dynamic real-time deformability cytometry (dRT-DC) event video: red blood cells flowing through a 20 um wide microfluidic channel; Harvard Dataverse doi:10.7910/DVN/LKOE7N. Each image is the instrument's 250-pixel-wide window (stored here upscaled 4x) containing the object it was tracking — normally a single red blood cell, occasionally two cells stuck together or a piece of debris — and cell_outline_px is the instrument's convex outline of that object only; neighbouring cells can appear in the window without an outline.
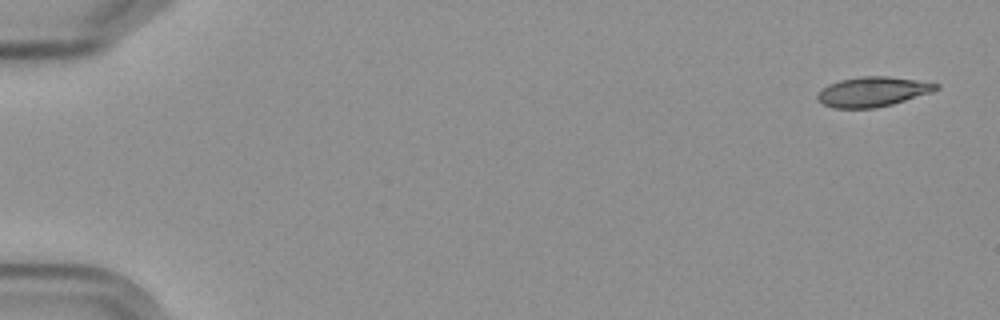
{"species": "Egyptian fruit bat (a non-hibernating species)", "species_latin": "Rousettus aegyptiacus", "temperature_condition": "cold", "stored_images_in_passage": 15, "camera_frame_rate_fps": 3000, "um_per_image_px": 0.085, "frame": {"image": 1, "passage_image": 1, "time_ms": 0.0, "image_size_px": [1000, 320], "cell_outline_px": [[940, 88], [932, 92], [892, 104], [876, 108], [832, 108], [816, 100], [816, 96], [828, 84], [840, 80], [860, 76], [888, 76], [916, 80], [940, 84]], "centroid_in_image_um": [74.18, 7.79], "position_along_channel_um": 10.8, "area_um2": 20.58}}
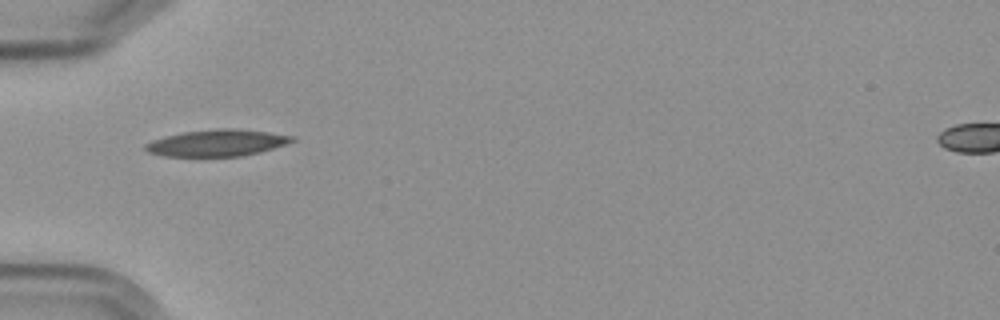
{"frame": {"image": 2, "passage_image": 5, "time_ms": 5.667, "image_size_px": [1000, 320], "cell_outline_px": [[296, 140], [260, 152], [240, 156], [160, 156], [148, 152], [144, 148], [144, 144], [152, 140], [164, 136], [184, 132], [216, 128], [232, 128], [268, 132], [296, 136]], "centroid_in_image_um": [18.42, 12.14], "position_along_channel_um": 66.6, "area_um2": 22.77}, "authors_computed_cell_mechanics": {"area_um2": 21.386, "velocity_mm_per_s": 3.6082, "shape_relaxation_time_tau1_ms": 6.019, "shape_relaxation_time_tau2_ms": 2.4657, "deformation_change_tau1": 0.1814, "deformation_change_tau2": 0.103}}